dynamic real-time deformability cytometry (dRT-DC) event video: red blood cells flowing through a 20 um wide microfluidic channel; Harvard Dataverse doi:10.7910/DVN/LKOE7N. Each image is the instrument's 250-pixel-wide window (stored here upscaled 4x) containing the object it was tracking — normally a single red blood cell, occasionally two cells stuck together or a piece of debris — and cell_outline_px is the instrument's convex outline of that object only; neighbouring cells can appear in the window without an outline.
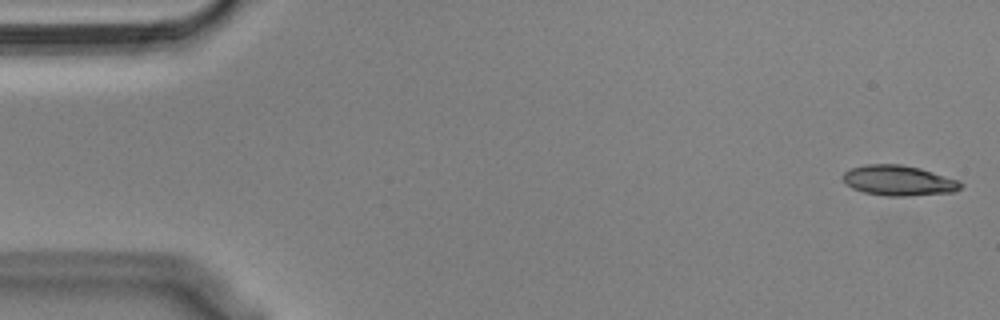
{"species": "Egyptian fruit bat (a non-hibernating species)", "species_latin": "Rousettus aegyptiacus", "temperature_condition": "cold", "stored_images_in_passage": 54, "camera_frame_rate_fps": 3000, "um_per_image_px": 0.085, "animal": {"sex": "male"}, "frame": {"image": 1, "passage_image": 1, "time_ms": 0.0, "image_size_px": [1000, 320], "cell_outline_px": [[964, 184], [956, 192], [908, 196], [884, 196], [864, 192], [852, 188], [844, 180], [844, 172], [852, 168], [864, 164], [900, 164], [920, 168], [960, 180]], "centroid_in_image_um": [76.44, 15.35], "position_along_channel_um": 8.6, "area_um2": 20.87}}
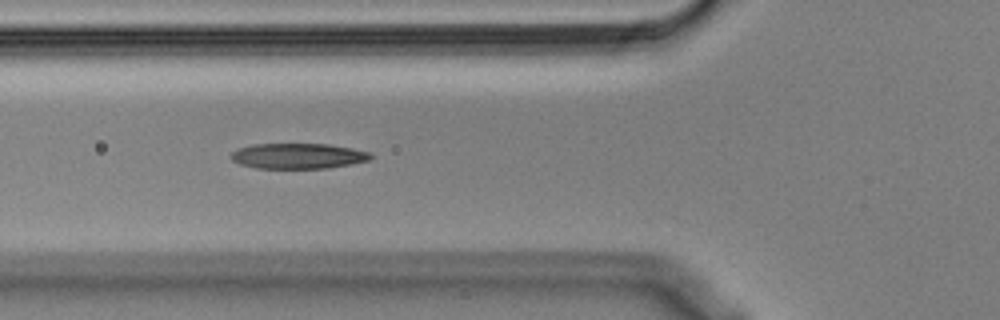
{"frame": {"image": 2, "passage_image": 19, "time_ms": 6.0, "image_size_px": [1000, 320], "cell_outline_px": [[372, 156], [368, 160], [352, 164], [328, 168], [256, 168], [240, 164], [232, 160], [232, 152], [236, 148], [252, 144], [328, 144], [352, 148], [368, 152]], "centroid_in_image_um": [25.31, 13.25], "position_along_channel_um": 100.5, "area_um2": 20.63}}
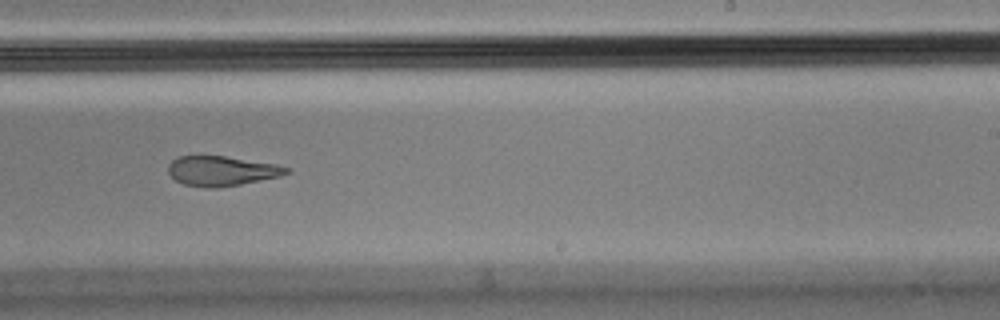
{"frame": {"image": 3, "passage_image": 33, "time_ms": 10.667, "image_size_px": [1000, 320], "cell_outline_px": [[292, 172], [280, 176], [240, 184], [216, 188], [208, 188], [184, 184], [176, 180], [168, 172], [168, 164], [176, 156], [224, 156], [276, 164], [288, 168]], "centroid_in_image_um": [18.83, 14.52], "position_along_channel_um": 270.2, "area_um2": 20.4}, "authors_computed_cell_mechanics": {"area_um2": 21.3571, "velocity_mm_per_s": 3.6259, "shape_relaxation_time_tau1_ms": null, "shape_relaxation_time_tau2_ms": 2.3453, "deformation_change_tau1": null, "deformation_change_tau2": 0.1225}}